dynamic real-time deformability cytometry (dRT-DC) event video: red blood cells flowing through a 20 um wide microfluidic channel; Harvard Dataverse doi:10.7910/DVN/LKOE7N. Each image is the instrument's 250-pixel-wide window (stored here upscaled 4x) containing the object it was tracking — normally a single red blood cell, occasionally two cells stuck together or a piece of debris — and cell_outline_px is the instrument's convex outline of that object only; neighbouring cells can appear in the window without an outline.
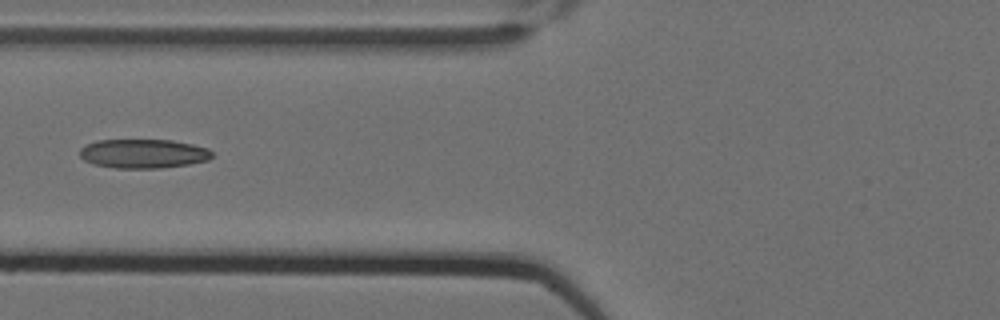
{"species": "Egyptian fruit bat (a non-hibernating species)", "species_latin": "Rousettus aegyptiacus", "temperature_condition": "cold", "stored_images_in_passage": 8, "camera_frame_rate_fps": 3000, "um_per_image_px": 0.085, "animal": {"sex": "female"}, "frame": {"image": 1, "passage_image": 7, "time_ms": 2.0, "image_size_px": [1000, 320], "cell_outline_px": [[212, 156], [208, 160], [188, 164], [160, 168], [116, 168], [92, 164], [84, 160], [80, 156], [80, 148], [96, 140], [172, 140], [192, 144], [208, 148], [212, 152]], "centroid_in_image_um": [12.17, 13.06], "position_along_channel_um": 113.6, "area_um2": 22.43}}